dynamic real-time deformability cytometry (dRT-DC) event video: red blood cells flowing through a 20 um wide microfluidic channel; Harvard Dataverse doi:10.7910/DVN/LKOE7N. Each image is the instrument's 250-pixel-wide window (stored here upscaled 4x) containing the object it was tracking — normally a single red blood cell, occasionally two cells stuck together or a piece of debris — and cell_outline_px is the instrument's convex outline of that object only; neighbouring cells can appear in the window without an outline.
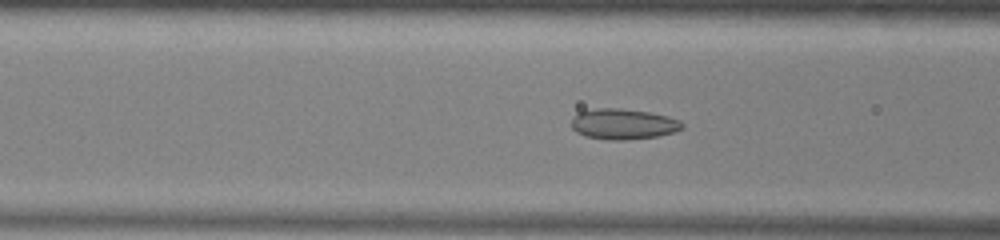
{"species": "common noctule bat (a hibernating species)", "species_latin": "Nyctalus noctula", "temperature_condition": "warm", "stored_images_in_passage": 50, "camera_frame_rate_fps": 3000, "um_per_image_px": 0.085, "animal": {"sex": "male", "body_mass_g": 13.0, "forearm_length_mm": 53.1}, "frame": {"image": 1, "passage_image": 18, "time_ms": 5.667, "image_size_px": [1000, 240], "cell_outline_px": [[684, 128], [676, 132], [656, 136], [624, 140], [608, 140], [584, 136], [576, 132], [572, 128], [572, 120], [580, 112], [596, 108], [620, 108], [648, 112], [668, 116], [680, 120], [684, 124]], "centroid_in_image_um": [53.01, 10.55], "position_along_channel_um": 113.6, "area_um2": 19.77}}
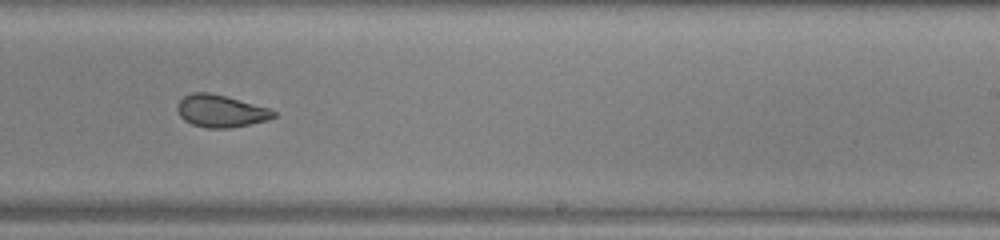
{"frame": {"image": 2, "passage_image": 30, "time_ms": 9.667, "image_size_px": [1000, 240], "cell_outline_px": [[276, 116], [268, 120], [232, 128], [208, 128], [192, 124], [184, 120], [180, 116], [176, 108], [176, 104], [184, 96], [192, 92], [208, 92], [224, 96], [268, 108], [276, 112]], "centroid_in_image_um": [18.74, 9.44], "position_along_channel_um": 270.3, "area_um2": 18.03}}
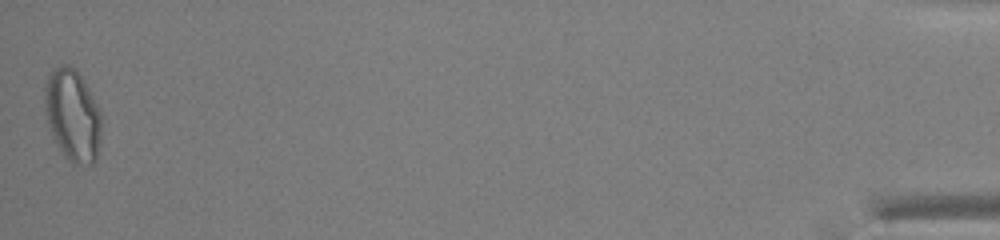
{"frame": {"image": 3, "passage_image": 50, "time_ms": 16.333, "image_size_px": [1000, 240], "cell_outline_px": [[100, 144], [96, 160], [92, 164], [72, 164], [64, 156], [56, 144], [52, 136], [48, 124], [44, 104], [44, 88], [48, 76], [60, 64], [68, 64], [84, 80], [100, 112]], "centroid_in_image_um": [6.15, 9.83], "position_along_channel_um": 429.0, "area_um2": 30.23}, "authors_computed_cell_mechanics": {"area_um2": 20.4612, "velocity_mm_per_s": 3.9255, "shape_relaxation_time_tau1_ms": null, "shape_relaxation_time_tau2_ms": 1.6801, "deformation_change_tau1": null, "deformation_change_tau2": 0.0804}}